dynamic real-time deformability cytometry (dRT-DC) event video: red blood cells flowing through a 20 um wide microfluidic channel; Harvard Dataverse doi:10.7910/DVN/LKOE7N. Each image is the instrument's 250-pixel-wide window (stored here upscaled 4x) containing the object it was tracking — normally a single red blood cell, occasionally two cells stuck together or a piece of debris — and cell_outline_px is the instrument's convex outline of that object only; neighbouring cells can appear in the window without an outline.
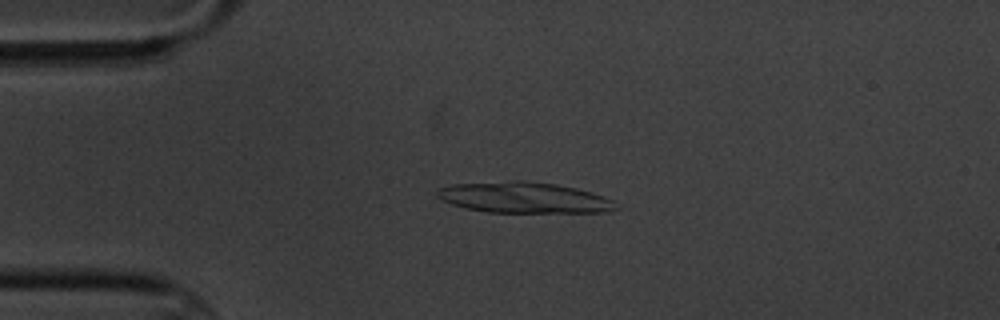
{"species": "common noctule bat (a hibernating species)", "species_latin": "Nyctalus noctula", "temperature_condition": "cold", "stored_images_in_passage": 6, "camera_frame_rate_fps": 3000, "um_per_image_px": 0.085, "animal": {"sex": "male", "body_mass_g": 20.1, "forearm_length_mm": 53.5}, "frame": {"image": 1, "passage_image": 3, "time_ms": 2.333, "image_size_px": [1000, 320], "cell_outline_px": [[620, 208], [608, 212], [488, 212], [468, 208], [452, 204], [436, 196], [436, 192], [440, 188], [452, 184], [512, 180], [520, 180], [556, 184], [576, 188], [592, 192], [604, 196], [612, 200]], "centroid_in_image_um": [44.57, 16.79], "position_along_channel_um": 40.4, "area_um2": 32.14}}